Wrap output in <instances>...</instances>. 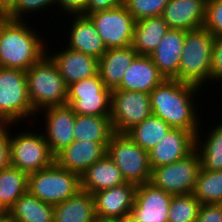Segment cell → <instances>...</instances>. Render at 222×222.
Returning a JSON list of instances; mask_svg holds the SVG:
<instances>
[{"instance_id": "obj_37", "label": "cell", "mask_w": 222, "mask_h": 222, "mask_svg": "<svg viewBox=\"0 0 222 222\" xmlns=\"http://www.w3.org/2000/svg\"><path fill=\"white\" fill-rule=\"evenodd\" d=\"M57 0H16L15 6L5 15L13 20H21L26 13L39 11L42 8L56 4ZM24 13V15H23Z\"/></svg>"}, {"instance_id": "obj_3", "label": "cell", "mask_w": 222, "mask_h": 222, "mask_svg": "<svg viewBox=\"0 0 222 222\" xmlns=\"http://www.w3.org/2000/svg\"><path fill=\"white\" fill-rule=\"evenodd\" d=\"M26 79L34 115L45 108L66 105L68 86L48 55L26 71Z\"/></svg>"}, {"instance_id": "obj_41", "label": "cell", "mask_w": 222, "mask_h": 222, "mask_svg": "<svg viewBox=\"0 0 222 222\" xmlns=\"http://www.w3.org/2000/svg\"><path fill=\"white\" fill-rule=\"evenodd\" d=\"M125 0H88L85 12L82 14L88 16L97 11H103L124 5Z\"/></svg>"}, {"instance_id": "obj_35", "label": "cell", "mask_w": 222, "mask_h": 222, "mask_svg": "<svg viewBox=\"0 0 222 222\" xmlns=\"http://www.w3.org/2000/svg\"><path fill=\"white\" fill-rule=\"evenodd\" d=\"M97 94H112V90L105 87L99 74L76 81L67 88V97H89Z\"/></svg>"}, {"instance_id": "obj_19", "label": "cell", "mask_w": 222, "mask_h": 222, "mask_svg": "<svg viewBox=\"0 0 222 222\" xmlns=\"http://www.w3.org/2000/svg\"><path fill=\"white\" fill-rule=\"evenodd\" d=\"M48 56L56 64L67 86L98 74V59L94 56L69 48Z\"/></svg>"}, {"instance_id": "obj_39", "label": "cell", "mask_w": 222, "mask_h": 222, "mask_svg": "<svg viewBox=\"0 0 222 222\" xmlns=\"http://www.w3.org/2000/svg\"><path fill=\"white\" fill-rule=\"evenodd\" d=\"M195 222H222V204H203Z\"/></svg>"}, {"instance_id": "obj_43", "label": "cell", "mask_w": 222, "mask_h": 222, "mask_svg": "<svg viewBox=\"0 0 222 222\" xmlns=\"http://www.w3.org/2000/svg\"><path fill=\"white\" fill-rule=\"evenodd\" d=\"M16 0H0V16H5L14 6Z\"/></svg>"}, {"instance_id": "obj_36", "label": "cell", "mask_w": 222, "mask_h": 222, "mask_svg": "<svg viewBox=\"0 0 222 222\" xmlns=\"http://www.w3.org/2000/svg\"><path fill=\"white\" fill-rule=\"evenodd\" d=\"M203 27L213 36H222V0H207Z\"/></svg>"}, {"instance_id": "obj_12", "label": "cell", "mask_w": 222, "mask_h": 222, "mask_svg": "<svg viewBox=\"0 0 222 222\" xmlns=\"http://www.w3.org/2000/svg\"><path fill=\"white\" fill-rule=\"evenodd\" d=\"M172 194L150 182L137 185L130 222H168Z\"/></svg>"}, {"instance_id": "obj_21", "label": "cell", "mask_w": 222, "mask_h": 222, "mask_svg": "<svg viewBox=\"0 0 222 222\" xmlns=\"http://www.w3.org/2000/svg\"><path fill=\"white\" fill-rule=\"evenodd\" d=\"M139 54L132 47L107 49L98 60V74L106 88L116 89L125 71Z\"/></svg>"}, {"instance_id": "obj_31", "label": "cell", "mask_w": 222, "mask_h": 222, "mask_svg": "<svg viewBox=\"0 0 222 222\" xmlns=\"http://www.w3.org/2000/svg\"><path fill=\"white\" fill-rule=\"evenodd\" d=\"M192 194L201 205L222 204V170L201 169Z\"/></svg>"}, {"instance_id": "obj_29", "label": "cell", "mask_w": 222, "mask_h": 222, "mask_svg": "<svg viewBox=\"0 0 222 222\" xmlns=\"http://www.w3.org/2000/svg\"><path fill=\"white\" fill-rule=\"evenodd\" d=\"M220 123L211 129V132L209 131L208 136L205 135L207 137L205 141H200L199 132L196 134L195 150L199 154L201 169L203 170H222V124Z\"/></svg>"}, {"instance_id": "obj_25", "label": "cell", "mask_w": 222, "mask_h": 222, "mask_svg": "<svg viewBox=\"0 0 222 222\" xmlns=\"http://www.w3.org/2000/svg\"><path fill=\"white\" fill-rule=\"evenodd\" d=\"M169 30L161 16L144 18L135 23L132 47L139 55L149 56Z\"/></svg>"}, {"instance_id": "obj_22", "label": "cell", "mask_w": 222, "mask_h": 222, "mask_svg": "<svg viewBox=\"0 0 222 222\" xmlns=\"http://www.w3.org/2000/svg\"><path fill=\"white\" fill-rule=\"evenodd\" d=\"M73 17L75 20H72L70 36H68L69 45L66 47L94 56L99 60L107 48L96 30L95 24L88 16L82 14Z\"/></svg>"}, {"instance_id": "obj_13", "label": "cell", "mask_w": 222, "mask_h": 222, "mask_svg": "<svg viewBox=\"0 0 222 222\" xmlns=\"http://www.w3.org/2000/svg\"><path fill=\"white\" fill-rule=\"evenodd\" d=\"M137 185L125 182L93 193L96 219L116 221L129 219Z\"/></svg>"}, {"instance_id": "obj_48", "label": "cell", "mask_w": 222, "mask_h": 222, "mask_svg": "<svg viewBox=\"0 0 222 222\" xmlns=\"http://www.w3.org/2000/svg\"><path fill=\"white\" fill-rule=\"evenodd\" d=\"M93 222H104V221H101V220L96 219V220L93 221Z\"/></svg>"}, {"instance_id": "obj_14", "label": "cell", "mask_w": 222, "mask_h": 222, "mask_svg": "<svg viewBox=\"0 0 222 222\" xmlns=\"http://www.w3.org/2000/svg\"><path fill=\"white\" fill-rule=\"evenodd\" d=\"M198 132L171 128L162 140L148 152L151 168L174 163L191 154L195 150Z\"/></svg>"}, {"instance_id": "obj_24", "label": "cell", "mask_w": 222, "mask_h": 222, "mask_svg": "<svg viewBox=\"0 0 222 222\" xmlns=\"http://www.w3.org/2000/svg\"><path fill=\"white\" fill-rule=\"evenodd\" d=\"M96 220L93 194L78 191L54 205V222H93Z\"/></svg>"}, {"instance_id": "obj_28", "label": "cell", "mask_w": 222, "mask_h": 222, "mask_svg": "<svg viewBox=\"0 0 222 222\" xmlns=\"http://www.w3.org/2000/svg\"><path fill=\"white\" fill-rule=\"evenodd\" d=\"M172 127L155 115L133 126L126 134L142 149L150 152Z\"/></svg>"}, {"instance_id": "obj_1", "label": "cell", "mask_w": 222, "mask_h": 222, "mask_svg": "<svg viewBox=\"0 0 222 222\" xmlns=\"http://www.w3.org/2000/svg\"><path fill=\"white\" fill-rule=\"evenodd\" d=\"M197 90H200V87L196 85L176 79H165L150 93L152 114L172 128L198 131V115L192 103Z\"/></svg>"}, {"instance_id": "obj_6", "label": "cell", "mask_w": 222, "mask_h": 222, "mask_svg": "<svg viewBox=\"0 0 222 222\" xmlns=\"http://www.w3.org/2000/svg\"><path fill=\"white\" fill-rule=\"evenodd\" d=\"M107 155L118 167L126 182L135 185L149 182L152 171L149 154L126 133L112 134L107 145Z\"/></svg>"}, {"instance_id": "obj_17", "label": "cell", "mask_w": 222, "mask_h": 222, "mask_svg": "<svg viewBox=\"0 0 222 222\" xmlns=\"http://www.w3.org/2000/svg\"><path fill=\"white\" fill-rule=\"evenodd\" d=\"M207 0H169L161 17L170 29L194 30L203 27Z\"/></svg>"}, {"instance_id": "obj_16", "label": "cell", "mask_w": 222, "mask_h": 222, "mask_svg": "<svg viewBox=\"0 0 222 222\" xmlns=\"http://www.w3.org/2000/svg\"><path fill=\"white\" fill-rule=\"evenodd\" d=\"M108 143L74 140L55 155V163L81 176L92 164L107 154Z\"/></svg>"}, {"instance_id": "obj_20", "label": "cell", "mask_w": 222, "mask_h": 222, "mask_svg": "<svg viewBox=\"0 0 222 222\" xmlns=\"http://www.w3.org/2000/svg\"><path fill=\"white\" fill-rule=\"evenodd\" d=\"M164 80V76L149 56L138 55L125 71L120 85L114 90L138 91L150 94Z\"/></svg>"}, {"instance_id": "obj_46", "label": "cell", "mask_w": 222, "mask_h": 222, "mask_svg": "<svg viewBox=\"0 0 222 222\" xmlns=\"http://www.w3.org/2000/svg\"><path fill=\"white\" fill-rule=\"evenodd\" d=\"M106 222H130V221L127 219V220H116V221H106Z\"/></svg>"}, {"instance_id": "obj_7", "label": "cell", "mask_w": 222, "mask_h": 222, "mask_svg": "<svg viewBox=\"0 0 222 222\" xmlns=\"http://www.w3.org/2000/svg\"><path fill=\"white\" fill-rule=\"evenodd\" d=\"M81 190L80 176L56 163L28 175V191L43 202L56 205Z\"/></svg>"}, {"instance_id": "obj_45", "label": "cell", "mask_w": 222, "mask_h": 222, "mask_svg": "<svg viewBox=\"0 0 222 222\" xmlns=\"http://www.w3.org/2000/svg\"><path fill=\"white\" fill-rule=\"evenodd\" d=\"M7 211L0 204V215L6 213Z\"/></svg>"}, {"instance_id": "obj_15", "label": "cell", "mask_w": 222, "mask_h": 222, "mask_svg": "<svg viewBox=\"0 0 222 222\" xmlns=\"http://www.w3.org/2000/svg\"><path fill=\"white\" fill-rule=\"evenodd\" d=\"M45 118L44 138L51 152L56 155L63 148L74 142L76 114L69 105L43 109Z\"/></svg>"}, {"instance_id": "obj_27", "label": "cell", "mask_w": 222, "mask_h": 222, "mask_svg": "<svg viewBox=\"0 0 222 222\" xmlns=\"http://www.w3.org/2000/svg\"><path fill=\"white\" fill-rule=\"evenodd\" d=\"M113 133L110 116L76 115L74 138L77 141L109 142Z\"/></svg>"}, {"instance_id": "obj_40", "label": "cell", "mask_w": 222, "mask_h": 222, "mask_svg": "<svg viewBox=\"0 0 222 222\" xmlns=\"http://www.w3.org/2000/svg\"><path fill=\"white\" fill-rule=\"evenodd\" d=\"M9 125H4L0 129V170L11 165Z\"/></svg>"}, {"instance_id": "obj_2", "label": "cell", "mask_w": 222, "mask_h": 222, "mask_svg": "<svg viewBox=\"0 0 222 222\" xmlns=\"http://www.w3.org/2000/svg\"><path fill=\"white\" fill-rule=\"evenodd\" d=\"M23 19L0 16V67L27 71L49 54L42 38Z\"/></svg>"}, {"instance_id": "obj_4", "label": "cell", "mask_w": 222, "mask_h": 222, "mask_svg": "<svg viewBox=\"0 0 222 222\" xmlns=\"http://www.w3.org/2000/svg\"><path fill=\"white\" fill-rule=\"evenodd\" d=\"M214 38L204 27L189 30L185 33L178 81L202 87L211 80V60Z\"/></svg>"}, {"instance_id": "obj_18", "label": "cell", "mask_w": 222, "mask_h": 222, "mask_svg": "<svg viewBox=\"0 0 222 222\" xmlns=\"http://www.w3.org/2000/svg\"><path fill=\"white\" fill-rule=\"evenodd\" d=\"M185 33L184 30L169 28L158 47L149 55L165 79L178 80Z\"/></svg>"}, {"instance_id": "obj_47", "label": "cell", "mask_w": 222, "mask_h": 222, "mask_svg": "<svg viewBox=\"0 0 222 222\" xmlns=\"http://www.w3.org/2000/svg\"><path fill=\"white\" fill-rule=\"evenodd\" d=\"M4 126V124L0 121V129Z\"/></svg>"}, {"instance_id": "obj_30", "label": "cell", "mask_w": 222, "mask_h": 222, "mask_svg": "<svg viewBox=\"0 0 222 222\" xmlns=\"http://www.w3.org/2000/svg\"><path fill=\"white\" fill-rule=\"evenodd\" d=\"M27 191V173L11 165L0 170V204L6 211Z\"/></svg>"}, {"instance_id": "obj_42", "label": "cell", "mask_w": 222, "mask_h": 222, "mask_svg": "<svg viewBox=\"0 0 222 222\" xmlns=\"http://www.w3.org/2000/svg\"><path fill=\"white\" fill-rule=\"evenodd\" d=\"M88 0H57L58 7L62 8L63 11L67 12V14L80 15L85 12V8Z\"/></svg>"}, {"instance_id": "obj_9", "label": "cell", "mask_w": 222, "mask_h": 222, "mask_svg": "<svg viewBox=\"0 0 222 222\" xmlns=\"http://www.w3.org/2000/svg\"><path fill=\"white\" fill-rule=\"evenodd\" d=\"M200 170L199 154L194 150L181 160L152 168L149 182L172 195L191 194Z\"/></svg>"}, {"instance_id": "obj_11", "label": "cell", "mask_w": 222, "mask_h": 222, "mask_svg": "<svg viewBox=\"0 0 222 222\" xmlns=\"http://www.w3.org/2000/svg\"><path fill=\"white\" fill-rule=\"evenodd\" d=\"M152 115L150 94L112 90L111 123L116 133H126Z\"/></svg>"}, {"instance_id": "obj_26", "label": "cell", "mask_w": 222, "mask_h": 222, "mask_svg": "<svg viewBox=\"0 0 222 222\" xmlns=\"http://www.w3.org/2000/svg\"><path fill=\"white\" fill-rule=\"evenodd\" d=\"M8 212L19 222H54V205L41 201L29 191L21 195Z\"/></svg>"}, {"instance_id": "obj_33", "label": "cell", "mask_w": 222, "mask_h": 222, "mask_svg": "<svg viewBox=\"0 0 222 222\" xmlns=\"http://www.w3.org/2000/svg\"><path fill=\"white\" fill-rule=\"evenodd\" d=\"M201 203L194 195H173L170 203L168 222H195Z\"/></svg>"}, {"instance_id": "obj_34", "label": "cell", "mask_w": 222, "mask_h": 222, "mask_svg": "<svg viewBox=\"0 0 222 222\" xmlns=\"http://www.w3.org/2000/svg\"><path fill=\"white\" fill-rule=\"evenodd\" d=\"M169 0H125L124 6L135 21L161 16Z\"/></svg>"}, {"instance_id": "obj_5", "label": "cell", "mask_w": 222, "mask_h": 222, "mask_svg": "<svg viewBox=\"0 0 222 222\" xmlns=\"http://www.w3.org/2000/svg\"><path fill=\"white\" fill-rule=\"evenodd\" d=\"M33 114L26 71L0 67V121L13 126Z\"/></svg>"}, {"instance_id": "obj_23", "label": "cell", "mask_w": 222, "mask_h": 222, "mask_svg": "<svg viewBox=\"0 0 222 222\" xmlns=\"http://www.w3.org/2000/svg\"><path fill=\"white\" fill-rule=\"evenodd\" d=\"M81 189L95 193L125 183V179L112 159L106 154L92 164L81 176Z\"/></svg>"}, {"instance_id": "obj_32", "label": "cell", "mask_w": 222, "mask_h": 222, "mask_svg": "<svg viewBox=\"0 0 222 222\" xmlns=\"http://www.w3.org/2000/svg\"><path fill=\"white\" fill-rule=\"evenodd\" d=\"M112 94H97L89 97H67L69 105L76 115L110 116Z\"/></svg>"}, {"instance_id": "obj_10", "label": "cell", "mask_w": 222, "mask_h": 222, "mask_svg": "<svg viewBox=\"0 0 222 222\" xmlns=\"http://www.w3.org/2000/svg\"><path fill=\"white\" fill-rule=\"evenodd\" d=\"M88 17L107 49L129 47L132 45L135 19L124 5L97 11Z\"/></svg>"}, {"instance_id": "obj_8", "label": "cell", "mask_w": 222, "mask_h": 222, "mask_svg": "<svg viewBox=\"0 0 222 222\" xmlns=\"http://www.w3.org/2000/svg\"><path fill=\"white\" fill-rule=\"evenodd\" d=\"M45 133L22 132L12 136L9 133L11 166L29 174L46 169L55 163Z\"/></svg>"}, {"instance_id": "obj_44", "label": "cell", "mask_w": 222, "mask_h": 222, "mask_svg": "<svg viewBox=\"0 0 222 222\" xmlns=\"http://www.w3.org/2000/svg\"><path fill=\"white\" fill-rule=\"evenodd\" d=\"M0 222H19L8 211L0 215Z\"/></svg>"}, {"instance_id": "obj_38", "label": "cell", "mask_w": 222, "mask_h": 222, "mask_svg": "<svg viewBox=\"0 0 222 222\" xmlns=\"http://www.w3.org/2000/svg\"><path fill=\"white\" fill-rule=\"evenodd\" d=\"M211 80L222 81V36H215L211 60Z\"/></svg>"}]
</instances>
